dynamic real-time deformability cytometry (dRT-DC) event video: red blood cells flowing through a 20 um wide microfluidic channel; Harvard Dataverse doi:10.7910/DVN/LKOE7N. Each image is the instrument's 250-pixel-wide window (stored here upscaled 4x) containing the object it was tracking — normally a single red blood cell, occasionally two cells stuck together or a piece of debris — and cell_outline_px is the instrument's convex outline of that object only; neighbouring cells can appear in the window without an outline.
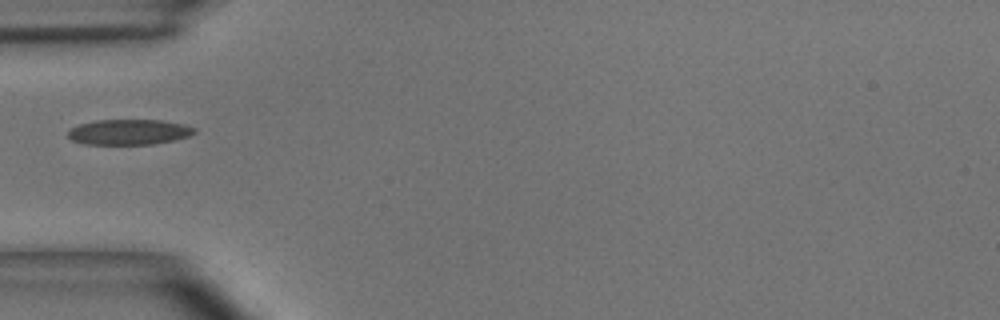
{"species": "common noctule bat (a hibernating species)", "species_latin": "Nyctalus noctula", "temperature_condition": "room temperature", "stored_images_in_passage": 1, "camera_frame_rate_fps": 3000, "um_per_image_px": 0.085, "animal": {"sex": "male", "body_mass_g": 15.6}, "frame": {"image": 1, "passage_image": 1, "time_ms": 0.0, "image_size_px": [1000, 320], "cell_outline_px": [[196, 132], [188, 136], [172, 140], [152, 144], [84, 144], [72, 140], [68, 136], [68, 132], [72, 128], [80, 124], [96, 120], [160, 120], [184, 124], [196, 128]], "centroid_in_image_um": [10.97, 11.22], "position_along_channel_um": 74.0, "area_um2": 18.55}}